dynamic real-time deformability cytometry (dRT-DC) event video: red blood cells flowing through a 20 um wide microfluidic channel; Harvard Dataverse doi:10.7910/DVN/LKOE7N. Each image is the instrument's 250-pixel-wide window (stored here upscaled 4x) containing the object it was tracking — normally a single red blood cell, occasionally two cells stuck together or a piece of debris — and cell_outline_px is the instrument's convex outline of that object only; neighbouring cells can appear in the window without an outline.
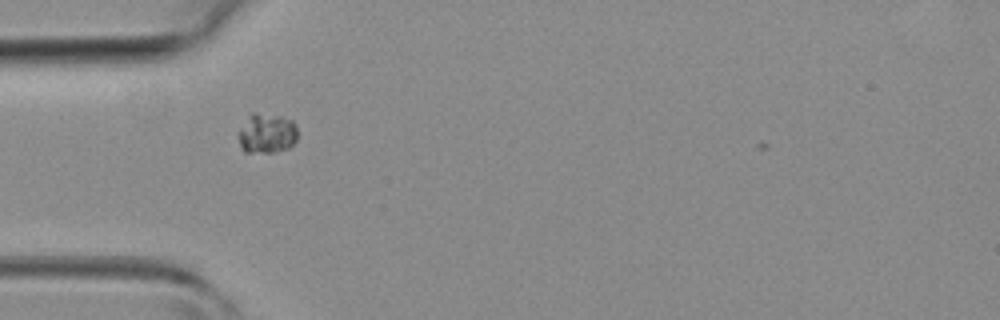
{"species": "common noctule bat (a hibernating species)", "species_latin": "Nyctalus noctula", "temperature_condition": "room temperature", "stored_images_in_passage": 34, "camera_frame_rate_fps": 3000, "um_per_image_px": 0.085, "animal": {"sex": "female", "body_mass_g": 19.3, "forearm_length_mm": 54.1}, "frame": {"image": 1, "passage_image": 3, "time_ms": 0.667, "image_size_px": [1000, 320], "cell_outline_px": [[296, 140], [288, 148], [272, 152], [244, 152], [240, 148], [236, 132], [248, 116], [252, 112], [256, 112], [280, 116], [292, 120], [296, 124]], "centroid_in_image_um": [22.62, 11.32], "position_along_channel_um": 62.4, "area_um2": 13.99}}
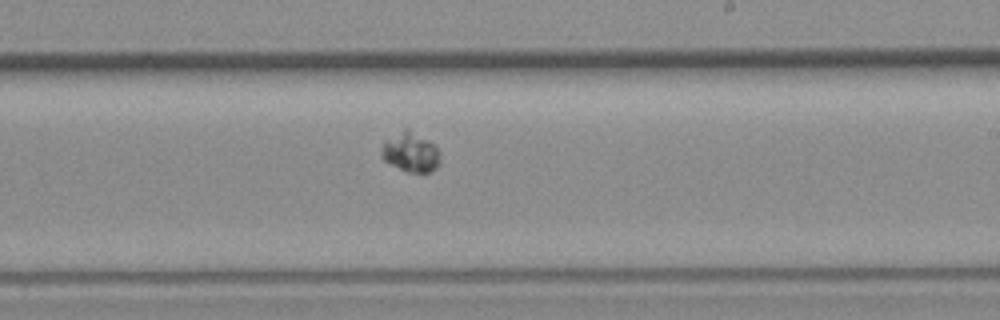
{"frame": {"image": 2, "passage_image": 16, "time_ms": 5.0, "image_size_px": [1000, 320], "cell_outline_px": [[440, 164], [432, 172], [408, 172], [384, 160], [380, 156], [380, 152], [384, 140], [404, 128], [408, 128], [428, 140], [440, 152]], "centroid_in_image_um": [34.89, 12.93], "position_along_channel_um": 254.1, "area_um2": 13.58}}
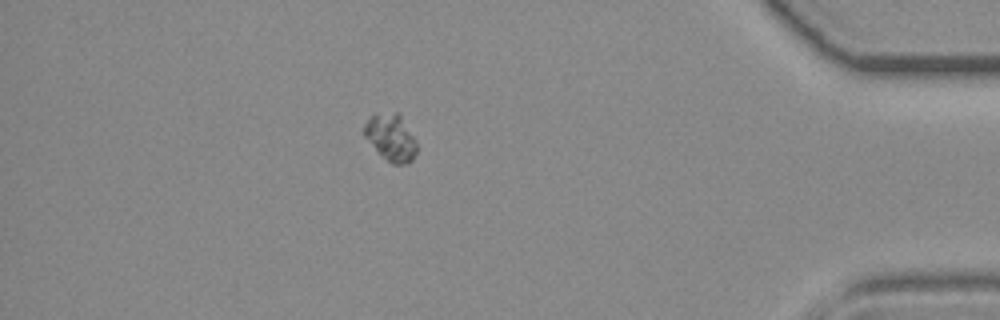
{"frame": {"image": 3, "passage_image": 29, "time_ms": 9.333, "image_size_px": [1000, 320], "cell_outline_px": [[420, 148], [412, 160], [408, 164], [392, 164], [376, 152], [364, 136], [364, 124], [368, 116], [376, 112], [400, 112], [416, 140]], "centroid_in_image_um": [33.24, 11.67], "position_along_channel_um": 402.0, "area_um2": 15.09}}